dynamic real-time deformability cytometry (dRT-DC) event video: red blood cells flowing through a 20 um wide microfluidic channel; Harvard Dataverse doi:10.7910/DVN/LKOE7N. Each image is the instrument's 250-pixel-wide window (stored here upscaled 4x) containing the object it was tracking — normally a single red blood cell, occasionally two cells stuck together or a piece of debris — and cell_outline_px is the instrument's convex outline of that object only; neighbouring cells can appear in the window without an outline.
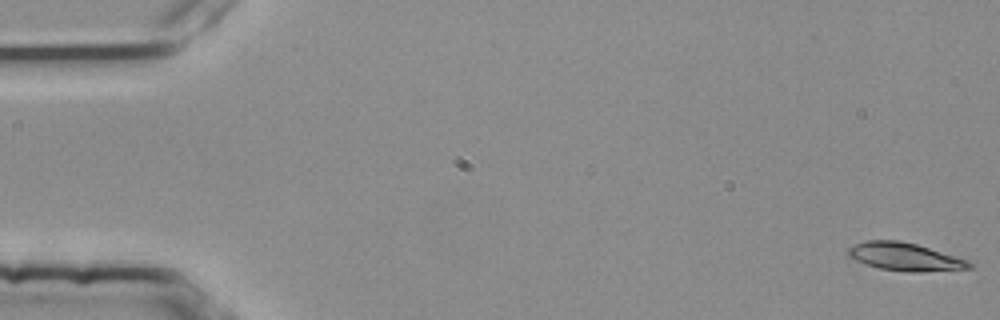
{"species": "common noctule bat (a hibernating species)", "species_latin": "Nyctalus noctula", "temperature_condition": "room temperature", "stored_images_in_passage": 32, "camera_frame_rate_fps": 3000, "um_per_image_px": 0.085, "animal": {"sex": "female", "body_mass_g": 25.1}, "frame": {"image": 1, "passage_image": 1, "time_ms": 0.0, "image_size_px": [1000, 320], "cell_outline_px": [[976, 264], [972, 268], [920, 272], [908, 272], [880, 268], [856, 260], [848, 256], [848, 248], [852, 244], [864, 240], [900, 240], [916, 244], [976, 260]], "centroid_in_image_um": [77.05, 21.81], "position_along_channel_um": 7.9, "area_um2": 20.29}}
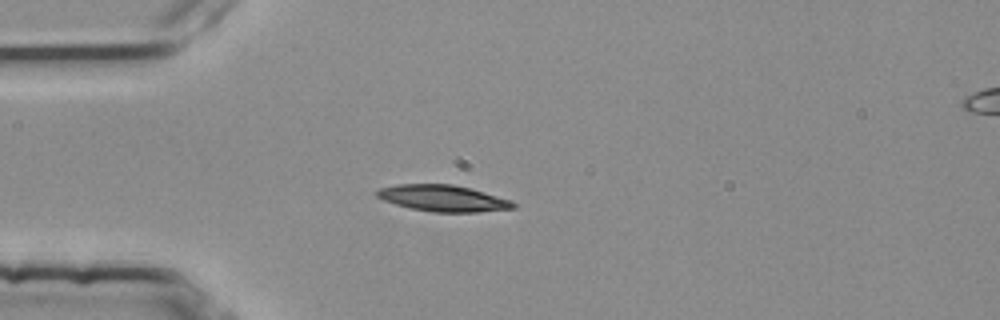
{"frame": {"image": 2, "passage_image": 15, "time_ms": 4.667, "image_size_px": [1000, 320], "cell_outline_px": [[516, 208], [476, 212], [432, 212], [412, 208], [396, 204], [384, 200], [376, 196], [376, 192], [380, 188], [396, 184], [452, 184], [484, 192], [512, 200], [516, 204]], "centroid_in_image_um": [37.68, 16.85], "position_along_channel_um": 47.3, "area_um2": 20.81}}
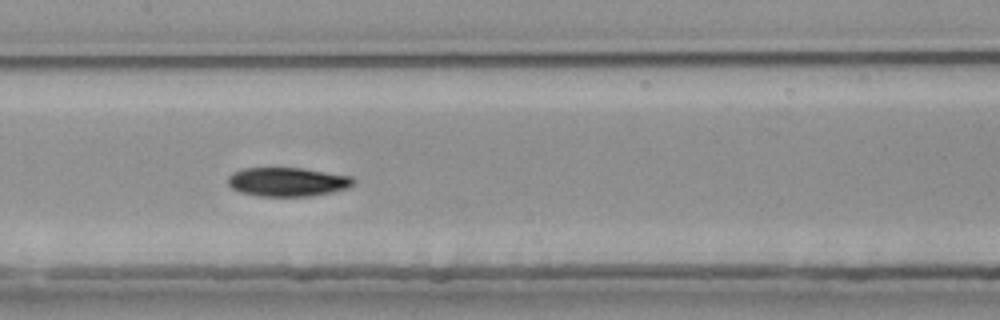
{"frame": {"image": 3, "passage_image": 27, "time_ms": 8.667, "image_size_px": [1000, 320], "cell_outline_px": [[356, 180], [352, 184], [344, 188], [328, 192], [308, 196], [260, 196], [240, 192], [232, 188], [228, 184], [228, 176], [244, 168], [300, 168], [352, 176]], "centroid_in_image_um": [24.4, 15.45], "position_along_channel_um": 183.0, "area_um2": 20.75}}